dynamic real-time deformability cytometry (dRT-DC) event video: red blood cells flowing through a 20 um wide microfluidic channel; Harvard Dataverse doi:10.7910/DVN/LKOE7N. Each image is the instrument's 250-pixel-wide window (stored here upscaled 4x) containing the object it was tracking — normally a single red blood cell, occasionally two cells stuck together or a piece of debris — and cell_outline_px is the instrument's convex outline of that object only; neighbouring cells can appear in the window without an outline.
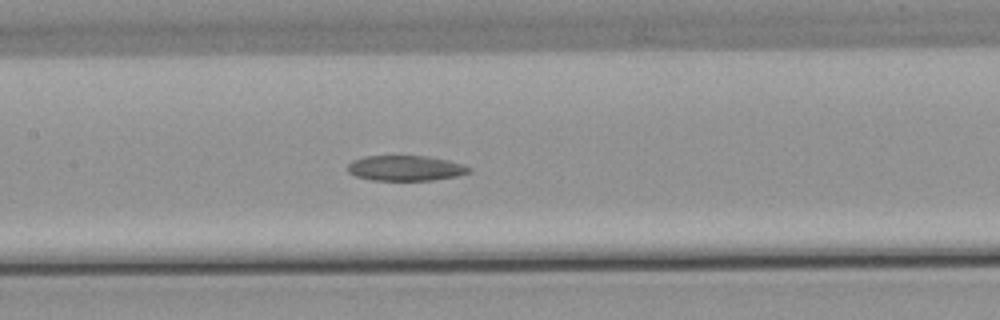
{"species": "common noctule bat (a hibernating species)", "species_latin": "Nyctalus noctula", "temperature_condition": "warm", "stored_images_in_passage": 50, "camera_frame_rate_fps": 3000, "um_per_image_px": 0.085, "animal": {"sex": "male", "body_mass_g": 21.5, "forearm_length_mm": 52.0}, "frame": {"image": 1, "passage_image": 22, "time_ms": 7.0, "image_size_px": [1000, 320], "cell_outline_px": [[472, 168], [468, 172], [456, 176], [432, 180], [372, 180], [356, 176], [348, 172], [348, 164], [352, 160], [364, 156], [428, 156], [448, 160], [464, 164]], "centroid_in_image_um": [34.46, 14.28], "position_along_channel_um": 172.9, "area_um2": 17.86}}
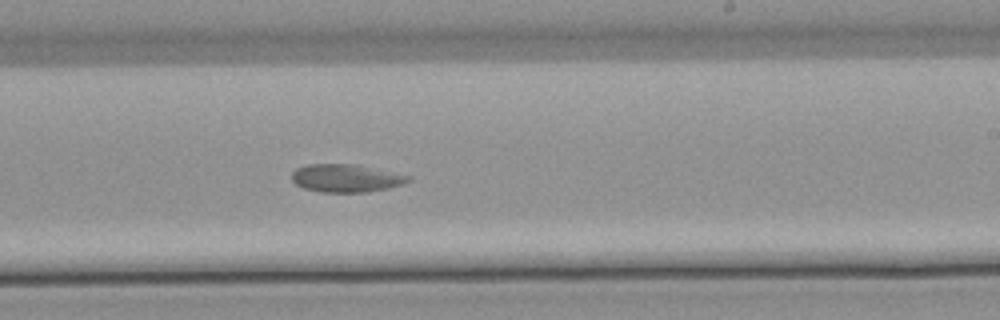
{"frame": {"image": 2, "passage_image": 29, "time_ms": 9.333, "image_size_px": [1000, 320], "cell_outline_px": [[412, 180], [404, 184], [388, 188], [368, 192], [320, 192], [304, 188], [296, 184], [292, 180], [292, 172], [296, 168], [308, 164], [352, 164], [412, 176]], "centroid_in_image_um": [29.42, 15.15], "position_along_channel_um": 259.6, "area_um2": 18.9}}
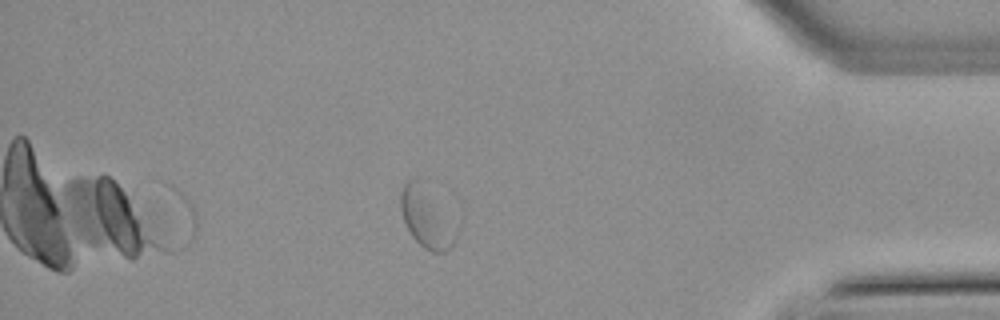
{"frame": {"image": 3, "passage_image": 43, "time_ms": 14.0, "image_size_px": [1000, 320], "cell_outline_px": [[456, 240], [452, 248], [444, 252], [432, 252], [424, 248], [412, 236], [404, 220], [400, 208], [400, 192], [404, 184], [408, 180], [412, 180], [456, 232]], "centroid_in_image_um": [36.15, 18.72], "position_along_channel_um": 399.0, "area_um2": 16.76}, "authors_computed_cell_mechanics": {"area_um2": 19.3052, "velocity_mm_per_s": 3.7287, "shape_relaxation_time_tau1_ms": null, "shape_relaxation_time_tau2_ms": 4.9098, "deformation_change_tau1": null, "deformation_change_tau2": 0.0703}}